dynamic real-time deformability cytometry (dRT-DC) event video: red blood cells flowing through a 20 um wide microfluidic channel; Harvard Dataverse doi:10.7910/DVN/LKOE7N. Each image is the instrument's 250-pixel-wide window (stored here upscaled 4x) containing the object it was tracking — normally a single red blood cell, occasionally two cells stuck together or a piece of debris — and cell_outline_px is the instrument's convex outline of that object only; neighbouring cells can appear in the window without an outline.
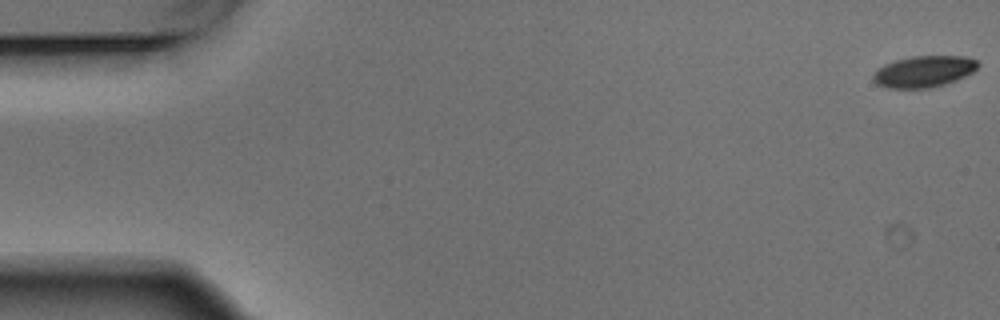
{"species": "Egyptian fruit bat (a non-hibernating species)", "species_latin": "Rousettus aegyptiacus", "temperature_condition": "warm", "stored_images_in_passage": 5, "camera_frame_rate_fps": 3000, "um_per_image_px": 0.085, "animal": {"sex": "male"}, "frame": {"image": 1, "passage_image": 1, "time_ms": 0.0, "image_size_px": [1000, 320], "cell_outline_px": [[980, 64], [972, 72], [956, 80], [944, 84], [928, 88], [888, 88], [876, 84], [872, 80], [872, 76], [884, 64], [896, 60], [912, 56], [968, 56], [976, 60]], "centroid_in_image_um": [78.53, 6.07], "position_along_channel_um": 6.5, "area_um2": 19.07}}
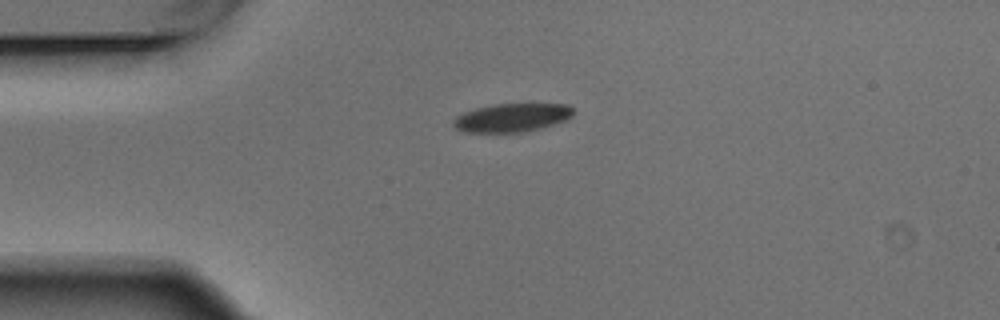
{"frame": {"image": 2, "passage_image": 4, "time_ms": 1.0, "image_size_px": [1000, 320], "cell_outline_px": [[572, 116], [564, 120], [540, 128], [520, 132], [464, 132], [456, 128], [452, 124], [452, 120], [456, 116], [464, 112], [476, 108], [492, 104], [568, 104], [572, 108]], "centroid_in_image_um": [43.46, 9.99], "position_along_channel_um": 41.5, "area_um2": 19.71}}